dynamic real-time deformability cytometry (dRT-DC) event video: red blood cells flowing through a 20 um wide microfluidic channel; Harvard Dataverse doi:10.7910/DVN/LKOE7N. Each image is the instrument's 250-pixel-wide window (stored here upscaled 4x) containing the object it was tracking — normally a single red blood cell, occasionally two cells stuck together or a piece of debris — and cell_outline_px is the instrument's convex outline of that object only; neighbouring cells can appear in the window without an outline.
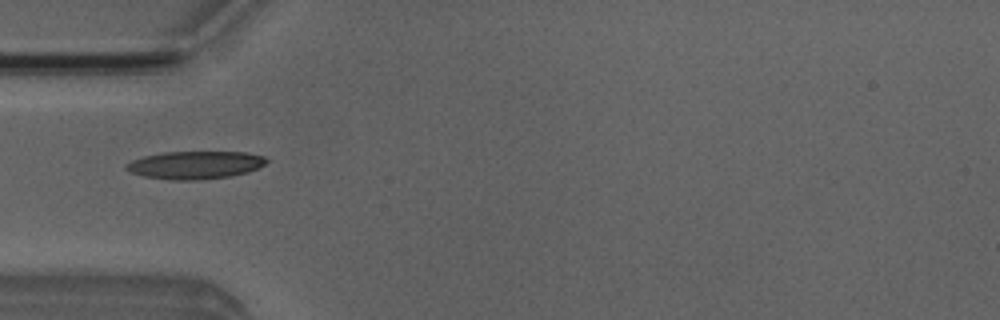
{"species": "Egyptian fruit bat (a non-hibernating species)", "species_latin": "Rousettus aegyptiacus", "temperature_condition": "room temperature", "stored_images_in_passage": 5, "camera_frame_rate_fps": 3000, "um_per_image_px": 0.085, "animal": {"sex": "male"}, "frame": {"image": 1, "passage_image": 5, "time_ms": 4.667, "image_size_px": [1000, 320], "cell_outline_px": [[268, 160], [264, 164], [248, 172], [228, 176], [196, 180], [172, 180], [144, 176], [132, 172], [124, 168], [124, 164], [132, 160], [144, 156], [160, 152], [248, 152], [264, 156]], "centroid_in_image_um": [16.56, 14.01], "position_along_channel_um": 68.4, "area_um2": 22.66}}